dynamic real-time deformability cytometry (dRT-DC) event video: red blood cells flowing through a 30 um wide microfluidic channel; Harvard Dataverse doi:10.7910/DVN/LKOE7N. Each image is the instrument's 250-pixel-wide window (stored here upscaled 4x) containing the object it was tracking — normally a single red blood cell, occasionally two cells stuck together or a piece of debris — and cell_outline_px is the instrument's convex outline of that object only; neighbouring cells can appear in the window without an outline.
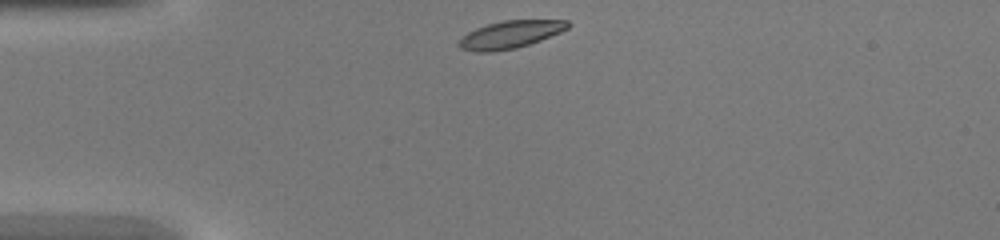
{"species": "common noctule bat (a hibernating species)", "species_latin": "Nyctalus noctula", "temperature_condition": "warm", "stored_images_in_passage": 35, "camera_frame_rate_fps": 3000, "um_per_image_px": 0.085, "animal": {"sex": "female", "body_mass_g": 20.0, "forearm_length_mm": 54.0}, "frame": {"image": 1, "passage_image": 1, "time_ms": 0.0, "image_size_px": [1000, 240], "cell_outline_px": [[572, 24], [568, 28], [560, 32], [540, 40], [516, 48], [492, 52], [476, 52], [460, 48], [456, 44], [468, 32], [476, 28], [488, 24], [504, 20], [568, 20]], "centroid_in_image_um": [43.37, 2.93], "position_along_channel_um": 41.6, "area_um2": 17.4}}
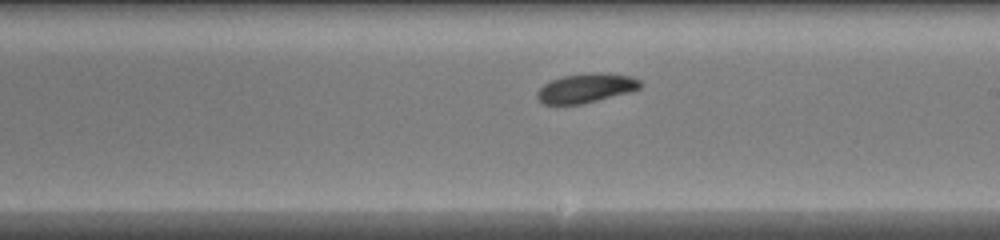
{"frame": {"image": 2, "passage_image": 16, "time_ms": 5.0, "image_size_px": [1000, 240], "cell_outline_px": [[640, 88], [628, 92], [584, 104], [544, 104], [536, 96], [536, 92], [544, 84], [552, 80], [564, 76], [588, 72], [600, 72], [632, 76], [640, 80]], "centroid_in_image_um": [49.81, 7.48], "position_along_channel_um": 239.2, "area_um2": 17.51}}
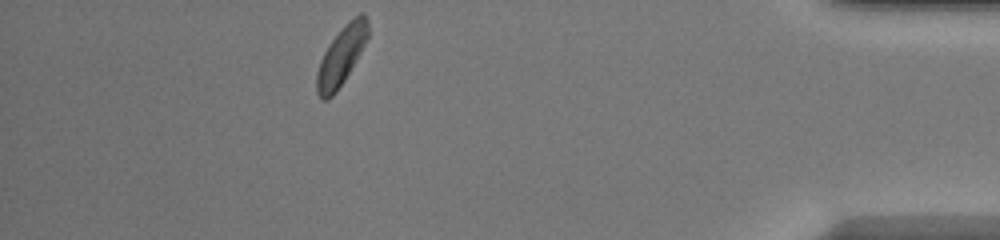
{"frame": {"image": 3, "passage_image": 30, "time_ms": 9.667, "image_size_px": [1000, 240], "cell_outline_px": [[368, 36], [360, 52], [344, 80], [336, 92], [328, 100], [320, 100], [316, 92], [316, 72], [320, 60], [328, 44], [344, 24], [348, 20], [360, 12], [364, 12], [368, 20]], "centroid_in_image_um": [28.98, 4.74], "position_along_channel_um": 406.2, "area_um2": 17.57}}